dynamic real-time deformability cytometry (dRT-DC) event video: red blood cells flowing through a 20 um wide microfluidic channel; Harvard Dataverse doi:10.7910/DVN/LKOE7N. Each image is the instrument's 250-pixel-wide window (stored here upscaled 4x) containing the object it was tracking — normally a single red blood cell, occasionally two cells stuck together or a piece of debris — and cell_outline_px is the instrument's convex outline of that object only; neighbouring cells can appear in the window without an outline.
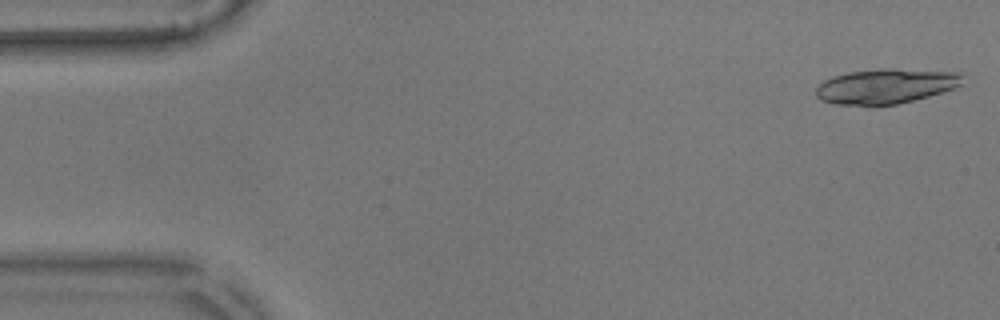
{"species": "common noctule bat (a hibernating species)", "species_latin": "Nyctalus noctula", "temperature_condition": "warm", "stored_images_in_passage": 17, "camera_frame_rate_fps": 3000, "um_per_image_px": 0.085, "animal": {"sex": "male", "body_mass_g": 17.9}, "frame": {"image": 1, "passage_image": 1, "time_ms": 0.0, "image_size_px": [1000, 320], "cell_outline_px": [[964, 84], [956, 88], [928, 96], [896, 104], [872, 108], [836, 104], [820, 100], [816, 96], [816, 88], [824, 80], [848, 72], [880, 68], [892, 68], [964, 72]], "centroid_in_image_um": [75.33, 7.34], "position_along_channel_um": 9.7, "area_um2": 30.75}}
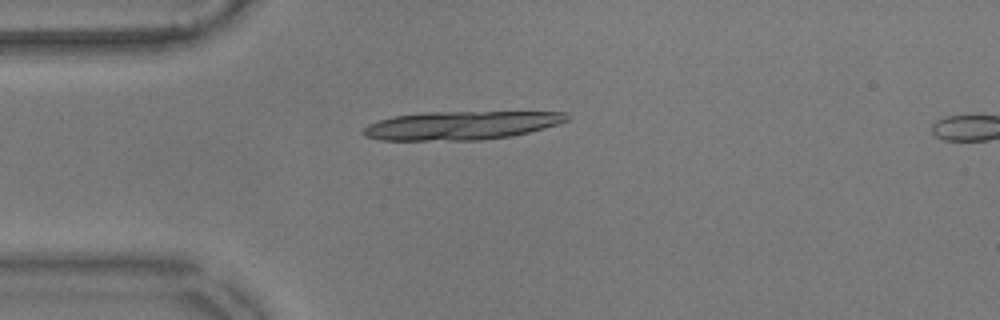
{"frame": {"image": 2, "passage_image": 13, "time_ms": 4.0, "image_size_px": [1000, 320], "cell_outline_px": [[572, 116], [568, 120], [544, 128], [512, 136], [480, 140], [380, 140], [364, 136], [360, 132], [368, 124], [392, 116], [424, 112], [568, 112]], "centroid_in_image_um": [39.17, 10.66], "position_along_channel_um": 45.8, "area_um2": 33.93}}